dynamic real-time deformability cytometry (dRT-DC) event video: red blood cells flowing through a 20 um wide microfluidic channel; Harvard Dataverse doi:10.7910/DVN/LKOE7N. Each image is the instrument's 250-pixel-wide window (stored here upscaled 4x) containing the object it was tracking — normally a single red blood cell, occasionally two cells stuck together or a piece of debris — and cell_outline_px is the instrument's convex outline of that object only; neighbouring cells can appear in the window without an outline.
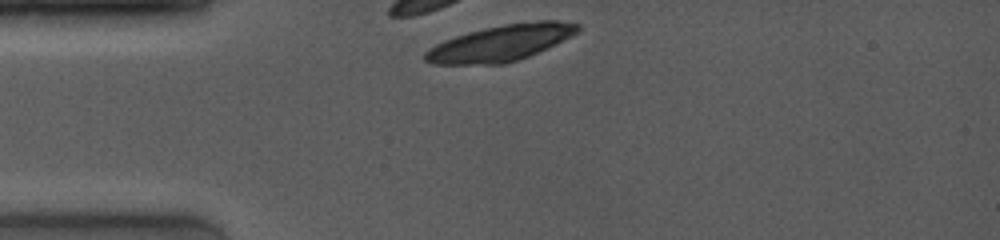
{"species": "common noctule bat (a hibernating species)", "species_latin": "Nyctalus noctula", "temperature_condition": "room temperature", "stored_images_in_passage": 1, "camera_frame_rate_fps": 4000, "um_per_image_px": 0.085, "animal": {"sex": "female", "body_mass_g": 19.0, "forearm_length_mm": 53.3}, "frame": {"image": 1, "passage_image": 1, "time_ms": 0.0, "image_size_px": [1000, 240], "cell_outline_px": [[580, 28], [576, 32], [556, 44], [548, 48], [520, 60], [504, 64], [432, 64], [424, 60], [424, 52], [428, 48], [444, 40], [468, 32], [484, 28], [508, 24], [536, 20], [556, 20], [580, 24]], "centroid_in_image_um": [42.55, 3.66], "position_along_channel_um": 42.5, "area_um2": 32.08}}